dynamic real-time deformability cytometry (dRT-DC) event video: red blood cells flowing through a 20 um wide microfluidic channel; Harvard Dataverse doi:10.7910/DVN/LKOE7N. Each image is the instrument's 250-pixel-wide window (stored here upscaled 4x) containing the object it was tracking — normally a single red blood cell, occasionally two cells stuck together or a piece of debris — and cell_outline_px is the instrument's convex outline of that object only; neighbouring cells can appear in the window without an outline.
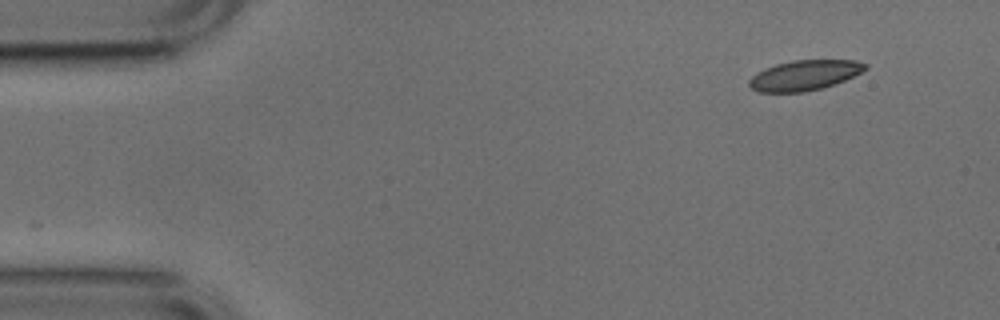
{"species": "common noctule bat (a hibernating species)", "species_latin": "Nyctalus noctula", "temperature_condition": "cold", "stored_images_in_passage": 8, "camera_frame_rate_fps": 3000, "um_per_image_px": 0.085, "animal": {"sex": "male", "body_mass_g": 17.9, "forearm_length_mm": 54.2}, "frame": {"image": 1, "passage_image": 1, "time_ms": 0.0, "image_size_px": [1000, 320], "cell_outline_px": [[868, 68], [844, 80], [820, 88], [804, 92], [760, 92], [752, 88], [748, 84], [748, 80], [756, 72], [764, 68], [776, 64], [792, 60], [856, 60], [868, 64]], "centroid_in_image_um": [68.35, 6.38], "position_along_channel_um": 16.6, "area_um2": 20.29}}